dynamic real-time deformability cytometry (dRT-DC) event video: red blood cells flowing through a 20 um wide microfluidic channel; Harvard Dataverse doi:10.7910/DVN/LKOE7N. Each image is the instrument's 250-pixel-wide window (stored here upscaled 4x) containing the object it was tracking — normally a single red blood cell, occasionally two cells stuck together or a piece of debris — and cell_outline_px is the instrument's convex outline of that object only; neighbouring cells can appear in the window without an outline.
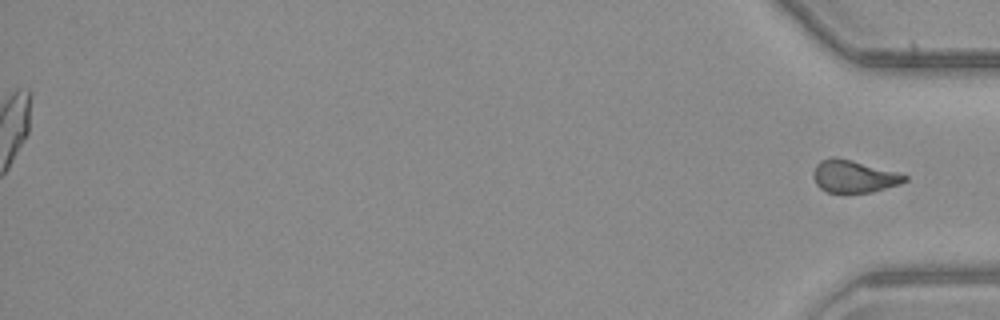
{"species": "common noctule bat (a hibernating species)", "species_latin": "Nyctalus noctula", "temperature_condition": "warm", "stored_images_in_passage": 56, "segment_of_instrument_passage": [2, 2], "camera_frame_rate_fps": 3000, "um_per_image_px": 0.085, "animal": {"sex": "male", "body_mass_g": 23.1, "forearm_length_mm": 52.7}, "frame": {"image": 1, "passage_image": 56, "time_ms": 18.333, "image_size_px": [1000, 320], "cell_outline_px": [[908, 180], [900, 184], [872, 192], [844, 196], [828, 192], [820, 188], [816, 184], [812, 176], [812, 172], [816, 164], [820, 160], [832, 156], [836, 156], [852, 160], [896, 172], [908, 176]], "centroid_in_image_um": [72.52, 15.03], "position_along_channel_um": 362.7, "area_um2": 17.92}}